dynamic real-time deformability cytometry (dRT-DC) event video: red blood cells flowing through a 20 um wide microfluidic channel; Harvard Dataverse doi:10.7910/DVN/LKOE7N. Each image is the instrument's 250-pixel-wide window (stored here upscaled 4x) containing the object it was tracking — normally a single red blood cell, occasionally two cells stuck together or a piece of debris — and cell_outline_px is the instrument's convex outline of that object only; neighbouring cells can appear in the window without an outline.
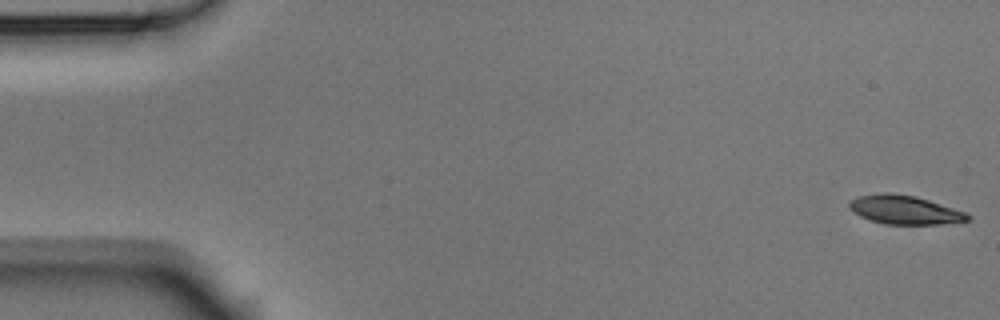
{"species": "Egyptian fruit bat (a non-hibernating species)", "species_latin": "Rousettus aegyptiacus", "temperature_condition": "room temperature", "stored_images_in_passage": 7, "camera_frame_rate_fps": 3000, "um_per_image_px": 0.085, "animal": {"sex": "male"}, "frame": {"image": 1, "passage_image": 1, "time_ms": 0.0, "image_size_px": [1000, 320], "cell_outline_px": [[972, 220], [936, 224], [884, 224], [860, 216], [852, 212], [848, 208], [848, 200], [856, 196], [880, 192], [892, 192], [916, 196], [968, 212], [972, 216]], "centroid_in_image_um": [76.88, 17.81], "position_along_channel_um": 8.1, "area_um2": 20.29}}
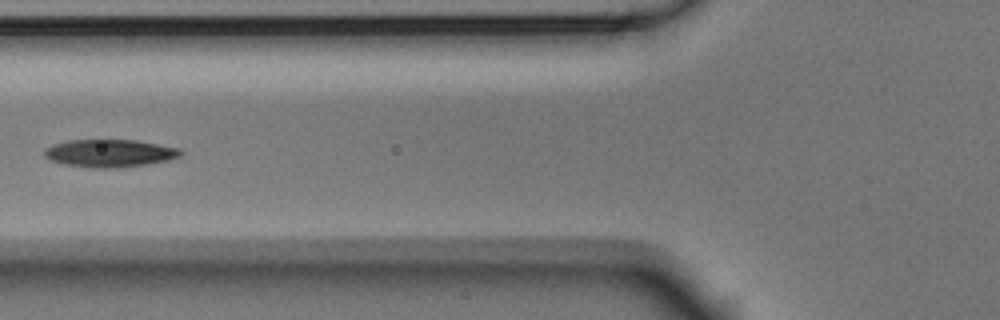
{"frame": {"image": 2, "passage_image": 6, "time_ms": 1.667, "image_size_px": [1000, 320], "cell_outline_px": [[184, 152], [180, 156], [168, 160], [144, 164], [112, 168], [92, 168], [64, 164], [52, 160], [44, 156], [44, 148], [68, 140], [136, 140], [180, 148]], "centroid_in_image_um": [9.33, 13.02], "position_along_channel_um": 116.5, "area_um2": 21.79}}
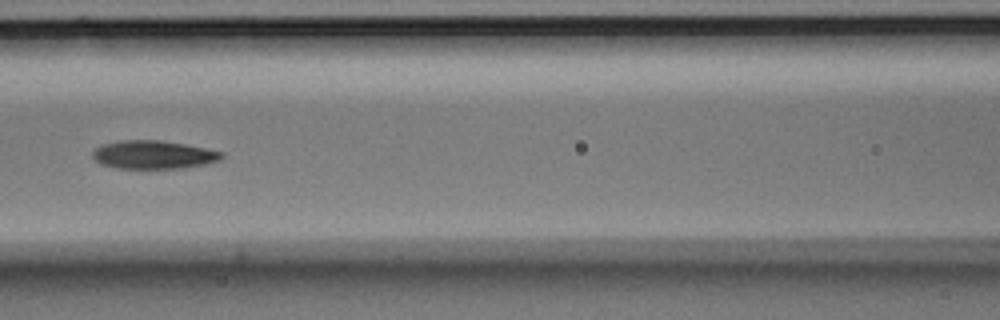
{"frame": {"image": 3, "passage_image": 7, "time_ms": 2.0, "image_size_px": [1000, 320], "cell_outline_px": [[224, 156], [220, 160], [204, 164], [184, 168], [116, 168], [100, 164], [92, 156], [92, 152], [100, 144], [120, 140], [160, 140], [184, 144], [224, 152]], "centroid_in_image_um": [13.02, 13.14], "position_along_channel_um": 153.6, "area_um2": 21.33}}